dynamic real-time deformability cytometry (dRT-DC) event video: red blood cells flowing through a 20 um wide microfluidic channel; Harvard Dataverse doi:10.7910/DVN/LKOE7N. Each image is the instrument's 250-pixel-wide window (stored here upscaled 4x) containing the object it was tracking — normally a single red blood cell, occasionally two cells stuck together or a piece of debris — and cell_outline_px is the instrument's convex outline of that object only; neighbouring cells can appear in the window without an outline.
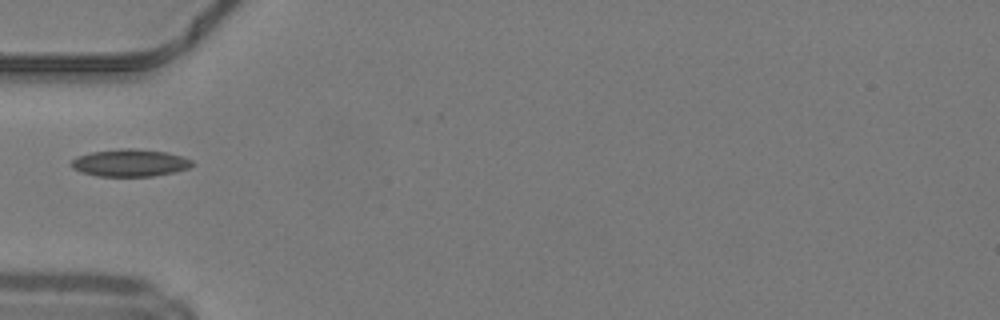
{"species": "common noctule bat (a hibernating species)", "species_latin": "Nyctalus noctula", "temperature_condition": "warm", "stored_images_in_passage": 33, "camera_frame_rate_fps": 3000, "um_per_image_px": 0.085, "animal": {"sex": "male", "body_mass_g": 19.2, "forearm_length_mm": 51.8}, "frame": {"image": 1, "passage_image": 1, "time_ms": 0.0, "image_size_px": [1000, 320], "cell_outline_px": [[196, 164], [188, 168], [176, 172], [152, 176], [96, 176], [80, 172], [72, 168], [72, 160], [76, 156], [92, 152], [120, 148], [132, 148], [164, 152], [180, 156], [192, 160]], "centroid_in_image_um": [11.04, 13.85], "position_along_channel_um": 74.0, "area_um2": 19.25}}
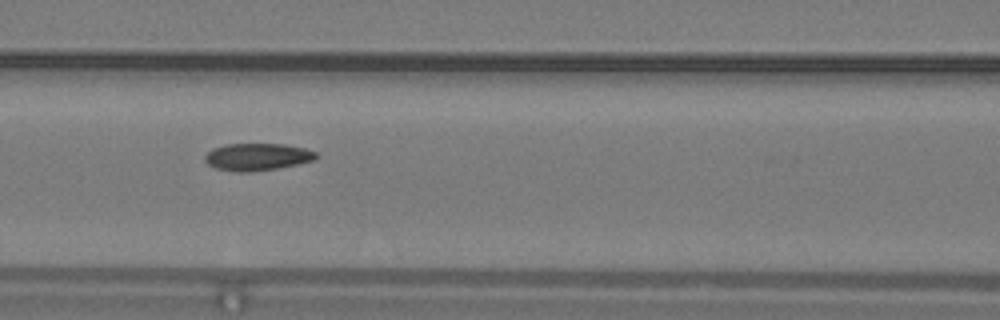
{"frame": {"image": 2, "passage_image": 6, "time_ms": 1.667, "image_size_px": [1000, 320], "cell_outline_px": [[320, 156], [316, 160], [300, 164], [252, 172], [236, 172], [216, 168], [208, 164], [204, 160], [204, 156], [212, 148], [228, 144], [284, 144], [304, 148], [316, 152]], "centroid_in_image_um": [21.9, 13.34], "position_along_channel_um": 144.7, "area_um2": 17.8}}